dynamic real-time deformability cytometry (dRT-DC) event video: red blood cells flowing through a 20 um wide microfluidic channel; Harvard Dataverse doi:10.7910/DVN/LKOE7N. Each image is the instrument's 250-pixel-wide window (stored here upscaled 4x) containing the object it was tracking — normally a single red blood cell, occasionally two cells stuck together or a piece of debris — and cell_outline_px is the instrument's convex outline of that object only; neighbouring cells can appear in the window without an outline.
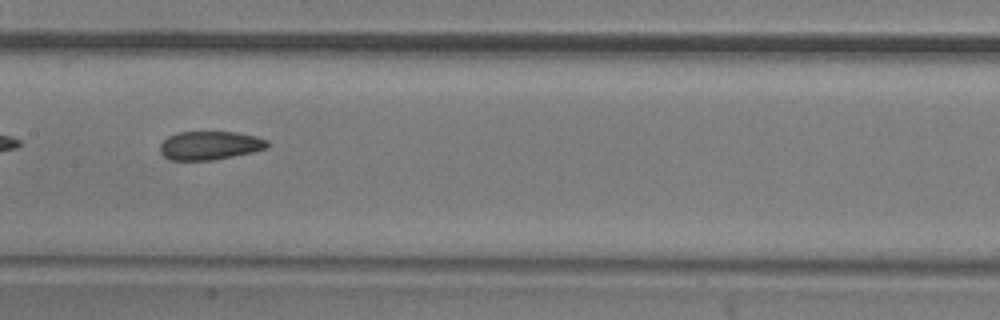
{"species": "common noctule bat (a hibernating species)", "species_latin": "Nyctalus noctula", "temperature_condition": "room temperature", "stored_images_in_passage": 37, "camera_frame_rate_fps": 3000, "um_per_image_px": 0.085, "animal": {"sex": "male", "body_mass_g": 20.5, "forearm_length_mm": 52.5}, "frame": {"image": 1, "passage_image": 11, "time_ms": 3.333, "image_size_px": [1000, 320], "cell_outline_px": [[268, 148], [252, 152], [212, 160], [168, 160], [160, 152], [160, 144], [168, 136], [176, 132], [236, 132], [256, 136], [268, 140]], "centroid_in_image_um": [17.82, 12.36], "position_along_channel_um": 189.6, "area_um2": 17.92}, "authors_computed_cell_mechanics": {"area_um2": 18.207, "velocity_mm_per_s": 3.8557, "shape_relaxation_time_tau1_ms": null, "shape_relaxation_time_tau2_ms": 3.6976, "deformation_change_tau1": null, "deformation_change_tau2": 0.1039}}